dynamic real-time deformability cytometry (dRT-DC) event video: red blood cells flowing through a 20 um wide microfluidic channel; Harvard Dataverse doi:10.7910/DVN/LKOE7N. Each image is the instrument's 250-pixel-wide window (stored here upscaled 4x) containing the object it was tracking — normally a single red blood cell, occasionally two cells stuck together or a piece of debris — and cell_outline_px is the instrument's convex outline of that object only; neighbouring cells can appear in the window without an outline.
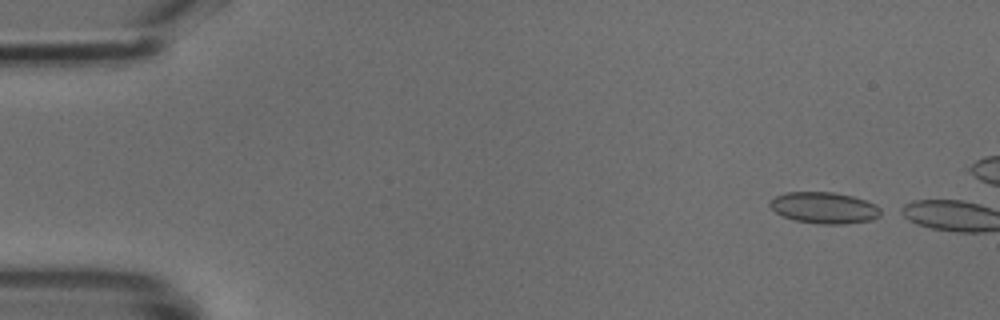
{"species": "common noctule bat (a hibernating species)", "species_latin": "Nyctalus noctula", "temperature_condition": "cold", "stored_images_in_passage": 3, "camera_frame_rate_fps": 3000, "um_per_image_px": 0.085, "animal": {"sex": "male", "body_mass_g": 18.8}, "frame": {"image": 1, "passage_image": 1, "time_ms": 0.0, "image_size_px": [1000, 320], "cell_outline_px": [[888, 212], [872, 220], [844, 224], [820, 224], [796, 220], [784, 216], [776, 212], [768, 204], [776, 196], [784, 192], [832, 192], [852, 196], [876, 204], [884, 208]], "centroid_in_image_um": [70.16, 17.66], "position_along_channel_um": 14.8, "area_um2": 20.46}}